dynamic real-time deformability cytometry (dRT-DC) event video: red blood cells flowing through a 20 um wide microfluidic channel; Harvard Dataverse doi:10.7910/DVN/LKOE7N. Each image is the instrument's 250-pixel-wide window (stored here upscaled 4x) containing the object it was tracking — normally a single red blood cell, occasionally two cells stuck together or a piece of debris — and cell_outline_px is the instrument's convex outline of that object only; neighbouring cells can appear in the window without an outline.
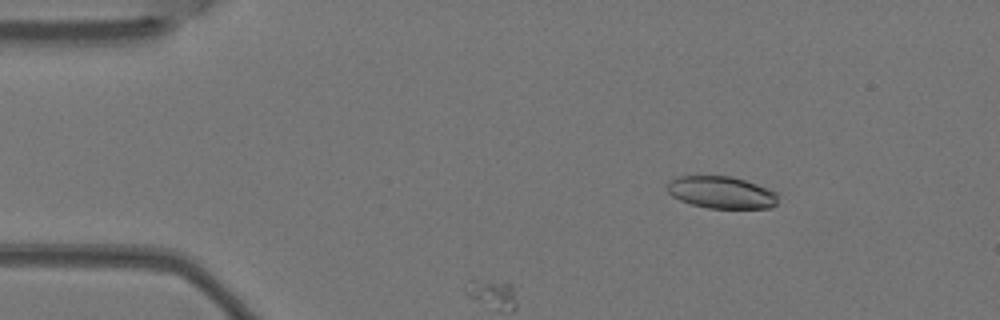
{"species": "Egyptian fruit bat (a non-hibernating species)", "species_latin": "Rousettus aegyptiacus", "temperature_condition": "warm", "stored_images_in_passage": 5, "camera_frame_rate_fps": 3000, "um_per_image_px": 0.085, "animal": {"sex": "female"}, "frame": {"image": 1, "passage_image": 2, "time_ms": 0.333, "image_size_px": [1000, 320], "cell_outline_px": [[776, 204], [772, 208], [708, 208], [692, 204], [680, 200], [672, 196], [668, 192], [668, 184], [672, 180], [680, 176], [732, 176], [768, 188], [776, 192]], "centroid_in_image_um": [61.33, 16.36], "position_along_channel_um": 23.7, "area_um2": 20.52}}
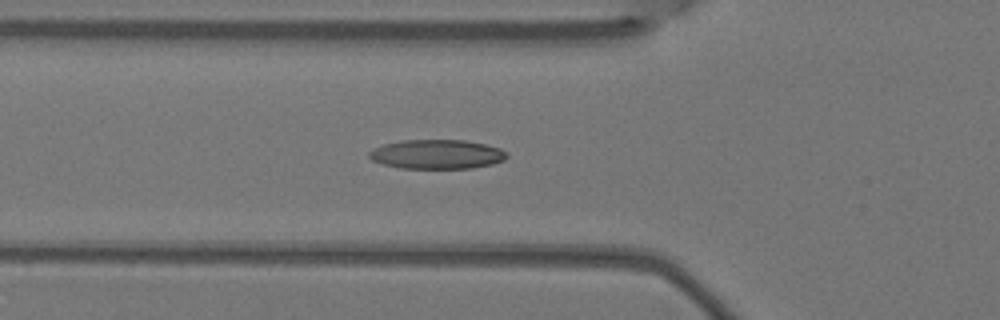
{"frame": {"image": 2, "passage_image": 5, "time_ms": 1.333, "image_size_px": [1000, 320], "cell_outline_px": [[508, 156], [504, 160], [492, 164], [472, 168], [400, 168], [384, 164], [372, 160], [368, 156], [368, 152], [384, 144], [404, 140], [464, 140], [484, 144], [500, 148], [508, 152]], "centroid_in_image_um": [37.16, 13.11], "position_along_channel_um": 88.6, "area_um2": 23.41}}